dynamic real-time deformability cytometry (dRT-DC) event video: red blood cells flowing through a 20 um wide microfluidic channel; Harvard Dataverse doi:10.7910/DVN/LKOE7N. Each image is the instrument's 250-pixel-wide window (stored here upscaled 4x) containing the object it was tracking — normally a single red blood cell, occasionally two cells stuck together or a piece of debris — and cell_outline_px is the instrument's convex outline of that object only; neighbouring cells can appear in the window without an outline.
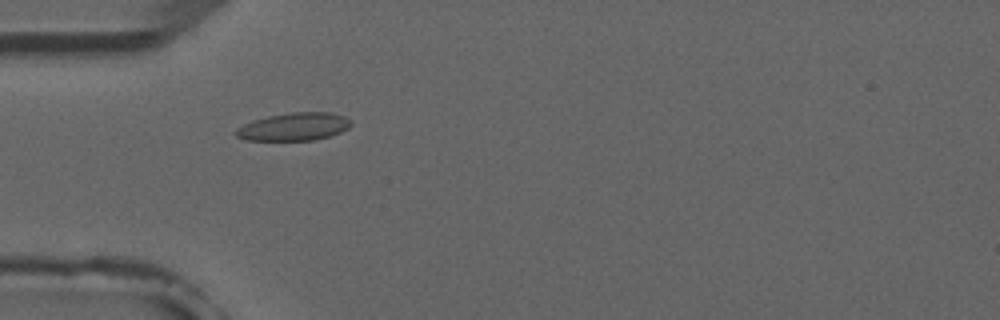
{"species": "common noctule bat (a hibernating species)", "species_latin": "Nyctalus noctula", "temperature_condition": "room temperature", "stored_images_in_passage": 42, "camera_frame_rate_fps": 3000, "um_per_image_px": 0.085, "animal": {"sex": "male", "forearm_length_mm": 52.5}, "frame": {"image": 1, "passage_image": 6, "time_ms": 1.667, "image_size_px": [1000, 320], "cell_outline_px": [[352, 124], [348, 128], [340, 132], [328, 136], [312, 140], [248, 140], [236, 136], [232, 132], [236, 128], [252, 120], [268, 116], [292, 112], [332, 112], [344, 116], [352, 120]], "centroid_in_image_um": [24.98, 10.76], "position_along_channel_um": 60.0, "area_um2": 18.73}}
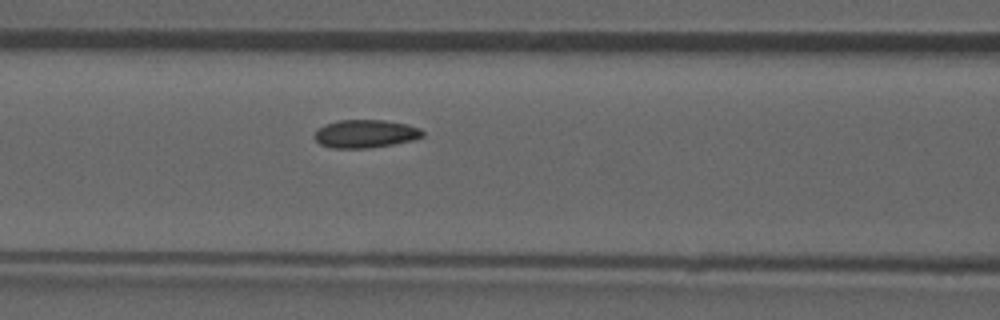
{"frame": {"image": 2, "passage_image": 12, "time_ms": 3.667, "image_size_px": [1000, 320], "cell_outline_px": [[424, 136], [412, 140], [392, 144], [368, 148], [332, 148], [320, 144], [312, 136], [316, 128], [324, 124], [336, 120], [384, 120], [408, 124], [420, 128], [424, 132]], "centroid_in_image_um": [31.01, 11.36], "position_along_channel_um": 135.6, "area_um2": 17.92}}
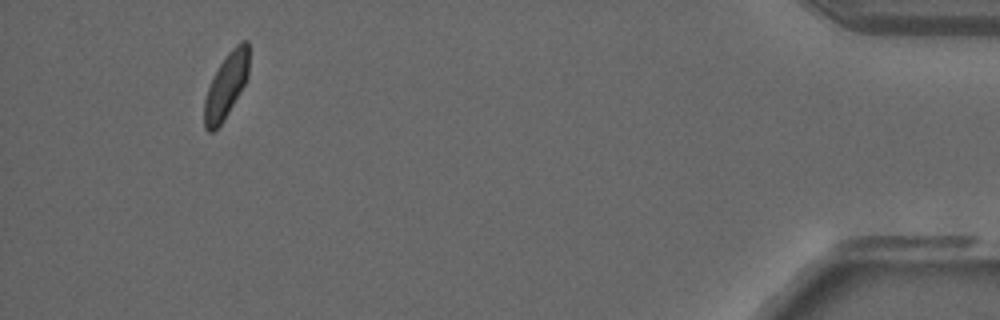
{"frame": {"image": 3, "passage_image": 39, "time_ms": 12.667, "image_size_px": [1000, 320], "cell_outline_px": [[248, 76], [240, 92], [224, 120], [212, 132], [208, 132], [204, 128], [204, 100], [208, 88], [220, 64], [228, 52], [240, 40], [248, 40]], "centroid_in_image_um": [19.22, 7.28], "position_along_channel_um": 416.0, "area_um2": 16.65}, "authors_computed_cell_mechanics": {"area_um2": 17.6001, "velocity_mm_per_s": 3.9074, "shape_relaxation_time_tau1_ms": 5.402, "shape_relaxation_time_tau2_ms": 1.3402, "deformation_change_tau1": 0.1154, "deformation_change_tau2": 0.0499}}